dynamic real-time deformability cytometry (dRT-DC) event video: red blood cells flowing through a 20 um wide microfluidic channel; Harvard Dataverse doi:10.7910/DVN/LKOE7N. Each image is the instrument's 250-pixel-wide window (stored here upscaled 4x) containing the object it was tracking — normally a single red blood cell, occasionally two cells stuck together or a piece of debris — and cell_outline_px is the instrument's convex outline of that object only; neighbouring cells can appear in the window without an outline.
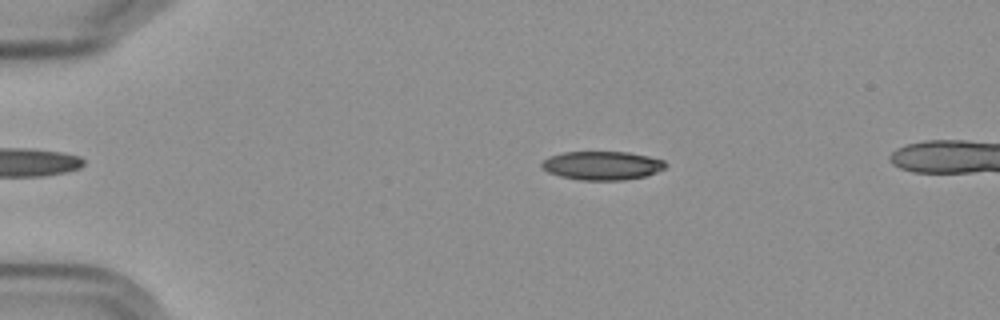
{"species": "Egyptian fruit bat (a non-hibernating species)", "species_latin": "Rousettus aegyptiacus", "temperature_condition": "cold", "stored_images_in_passage": 56, "camera_frame_rate_fps": 3000, "um_per_image_px": 0.085, "frame": {"image": 1, "passage_image": 11, "time_ms": 3.333, "image_size_px": [1000, 320], "cell_outline_px": [[668, 164], [664, 168], [656, 172], [644, 176], [624, 180], [580, 180], [560, 176], [548, 172], [540, 168], [540, 164], [548, 156], [564, 152], [628, 152], [648, 156], [664, 160]], "centroid_in_image_um": [51.15, 14.07], "position_along_channel_um": 33.8, "area_um2": 20.75}}
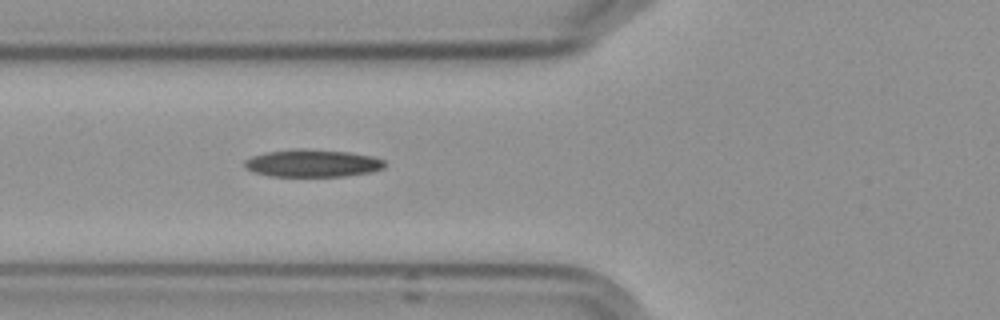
{"frame": {"image": 2, "passage_image": 21, "time_ms": 6.667, "image_size_px": [1000, 320], "cell_outline_px": [[384, 168], [372, 172], [344, 176], [268, 176], [252, 172], [244, 164], [244, 160], [252, 156], [264, 152], [292, 148], [300, 148], [348, 152], [372, 156], [384, 160]], "centroid_in_image_um": [26.53, 13.87], "position_along_channel_um": 99.3, "area_um2": 22.6}}
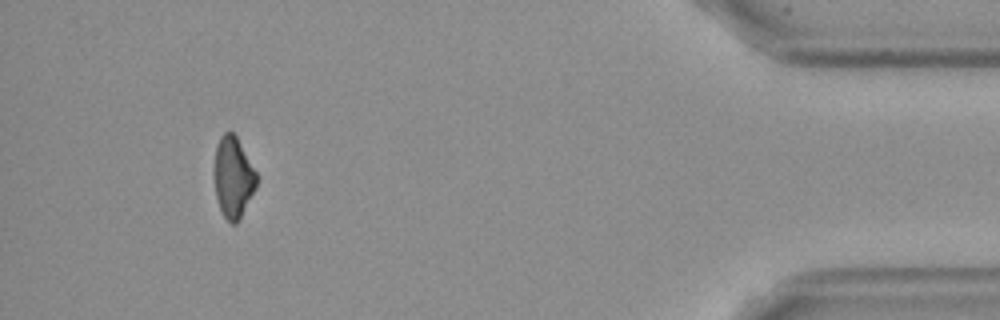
{"frame": {"image": 3, "passage_image": 52, "time_ms": 17.0, "image_size_px": [1000, 320], "cell_outline_px": [[256, 188], [236, 224], [232, 224], [224, 216], [220, 208], [216, 196], [216, 148], [220, 136], [224, 132], [232, 132], [236, 136], [256, 172]], "centroid_in_image_um": [19.84, 15.07], "position_along_channel_um": 415.4, "area_um2": 19.19}}